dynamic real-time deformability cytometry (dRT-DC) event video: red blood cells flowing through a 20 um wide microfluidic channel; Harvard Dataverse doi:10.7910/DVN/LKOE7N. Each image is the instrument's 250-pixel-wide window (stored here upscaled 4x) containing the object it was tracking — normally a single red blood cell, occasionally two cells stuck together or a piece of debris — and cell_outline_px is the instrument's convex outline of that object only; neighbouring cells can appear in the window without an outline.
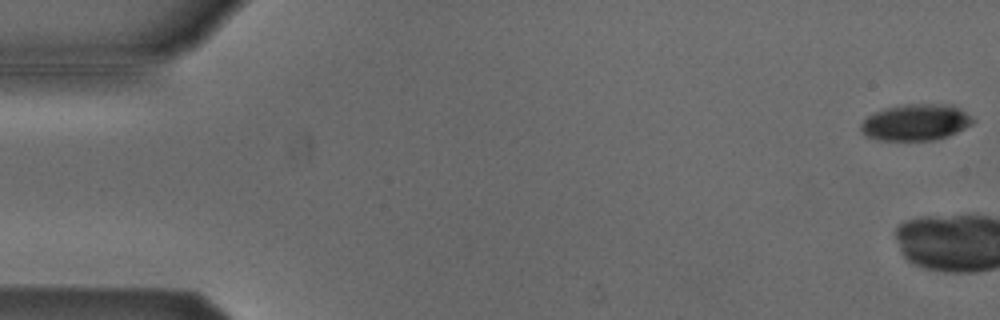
{"species": "Egyptian fruit bat (a non-hibernating species)", "species_latin": "Rousettus aegyptiacus", "temperature_condition": "cold", "stored_images_in_passage": 5, "camera_frame_rate_fps": 3000, "um_per_image_px": 0.085, "animal": {"sex": "male"}, "frame": {"image": 1, "passage_image": 1, "time_ms": 0.0, "image_size_px": [1000, 320], "cell_outline_px": [[976, 120], [972, 124], [948, 136], [936, 140], [876, 140], [864, 136], [860, 128], [860, 124], [868, 116], [876, 112], [888, 108], [904, 104], [952, 104]], "centroid_in_image_um": [77.83, 10.41], "position_along_channel_um": 7.2, "area_um2": 23.7}}